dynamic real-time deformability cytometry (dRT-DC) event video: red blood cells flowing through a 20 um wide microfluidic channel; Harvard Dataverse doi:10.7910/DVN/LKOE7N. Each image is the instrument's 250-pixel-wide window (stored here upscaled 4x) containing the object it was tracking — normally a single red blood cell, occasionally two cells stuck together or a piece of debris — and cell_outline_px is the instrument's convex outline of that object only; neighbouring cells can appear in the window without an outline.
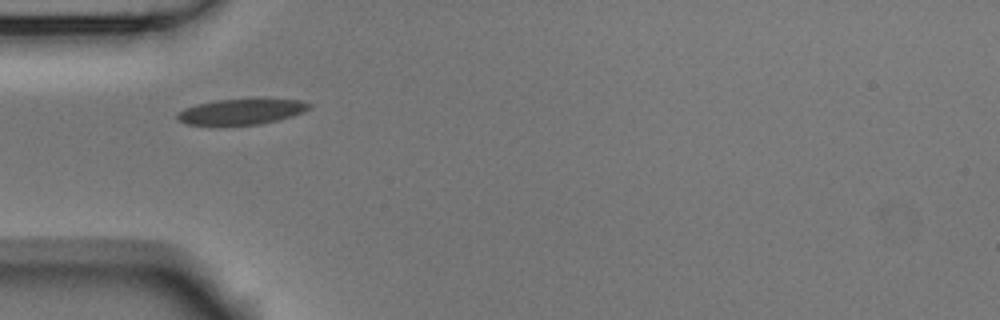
{"species": "Egyptian fruit bat (a non-hibernating species)", "species_latin": "Rousettus aegyptiacus", "temperature_condition": "room temperature", "stored_images_in_passage": 39, "camera_frame_rate_fps": 3000, "um_per_image_px": 0.085, "animal": {"sex": "male"}, "frame": {"image": 1, "passage_image": 1, "time_ms": 0.0, "image_size_px": [1000, 320], "cell_outline_px": [[312, 108], [304, 112], [292, 116], [260, 124], [184, 124], [176, 120], [176, 112], [184, 108], [196, 104], [216, 100], [300, 100], [312, 104]], "centroid_in_image_um": [20.48, 9.49], "position_along_channel_um": 64.5, "area_um2": 19.31}}
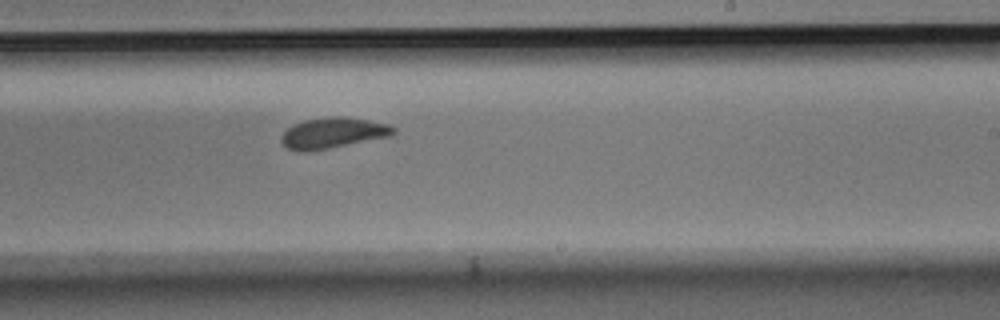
{"frame": {"image": 2, "passage_image": 17, "time_ms": 5.333, "image_size_px": [1000, 320], "cell_outline_px": [[396, 132], [392, 136], [328, 148], [304, 152], [296, 152], [288, 148], [280, 140], [280, 136], [292, 124], [304, 120], [332, 116], [344, 116], [368, 120], [388, 124], [396, 128]], "centroid_in_image_um": [28.3, 11.3], "position_along_channel_um": 260.7, "area_um2": 20.17}}
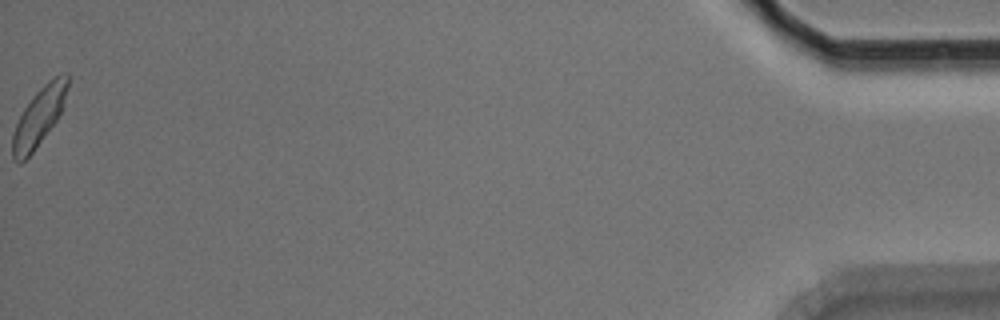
{"frame": {"image": 3, "passage_image": 39, "time_ms": 12.667, "image_size_px": [1000, 320], "cell_outline_px": [[68, 88], [60, 116], [32, 152], [20, 164], [12, 156], [12, 136], [16, 124], [24, 108], [32, 96], [48, 80], [56, 76], [68, 72]], "centroid_in_image_um": [3.32, 9.91], "position_along_channel_um": 431.9, "area_um2": 18.5}, "authors_computed_cell_mechanics": {"area_um2": 19.652, "velocity_mm_per_s": 3.6876, "shape_relaxation_time_tau1_ms": 3.409, "shape_relaxation_time_tau2_ms": 0.6084, "deformation_change_tau1": 0.1222, "deformation_change_tau2": 0.0497}}